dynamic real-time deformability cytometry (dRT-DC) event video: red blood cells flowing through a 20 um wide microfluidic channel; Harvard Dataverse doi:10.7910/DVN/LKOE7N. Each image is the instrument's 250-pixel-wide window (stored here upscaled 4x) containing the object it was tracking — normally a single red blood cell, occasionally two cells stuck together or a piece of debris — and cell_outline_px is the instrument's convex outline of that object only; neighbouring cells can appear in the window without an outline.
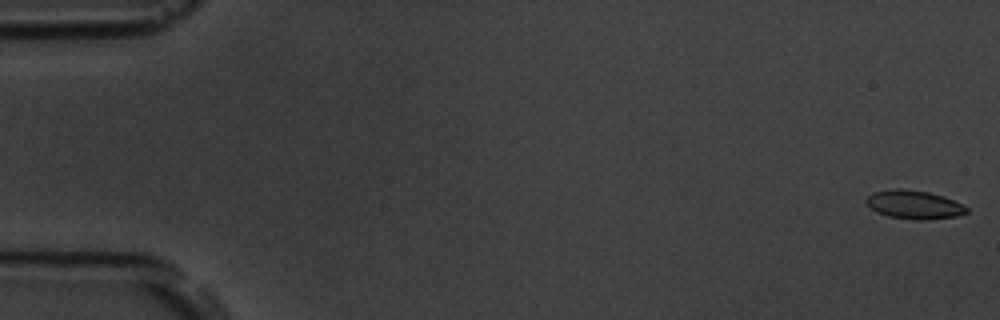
{"species": "common noctule bat (a hibernating species)", "species_latin": "Nyctalus noctula", "temperature_condition": "room temperature", "stored_images_in_passage": 57, "camera_frame_rate_fps": 3000, "um_per_image_px": 0.085, "animal": {"sex": "male", "body_mass_g": 19.5, "forearm_length_mm": 54.6}, "frame": {"image": 1, "passage_image": 1, "time_ms": 0.0, "image_size_px": [1000, 320], "cell_outline_px": [[968, 212], [956, 216], [924, 220], [912, 220], [888, 216], [876, 212], [868, 204], [868, 196], [876, 192], [892, 188], [904, 188], [928, 192], [944, 196], [964, 204], [968, 208]], "centroid_in_image_um": [77.75, 17.39], "position_along_channel_um": 7.3, "area_um2": 16.7}}
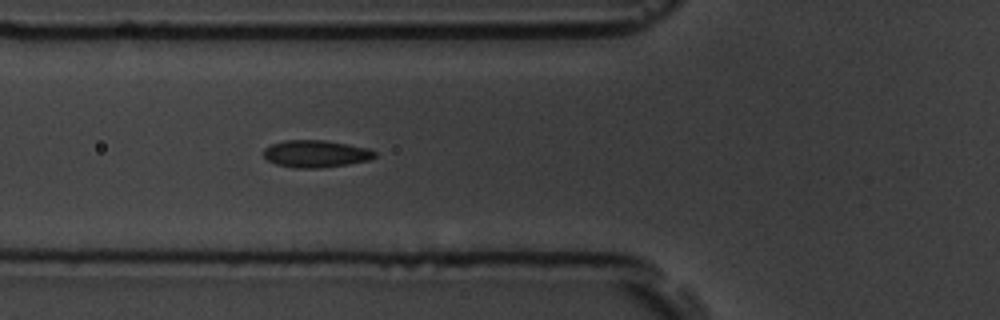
{"frame": {"image": 2, "passage_image": 21, "time_ms": 6.667, "image_size_px": [1000, 320], "cell_outline_px": [[376, 156], [368, 160], [348, 164], [320, 168], [292, 168], [276, 164], [268, 160], [264, 156], [264, 148], [272, 144], [284, 140], [324, 140], [348, 144], [368, 148], [376, 152]], "centroid_in_image_um": [26.84, 13.07], "position_along_channel_um": 99.0, "area_um2": 17.63}}
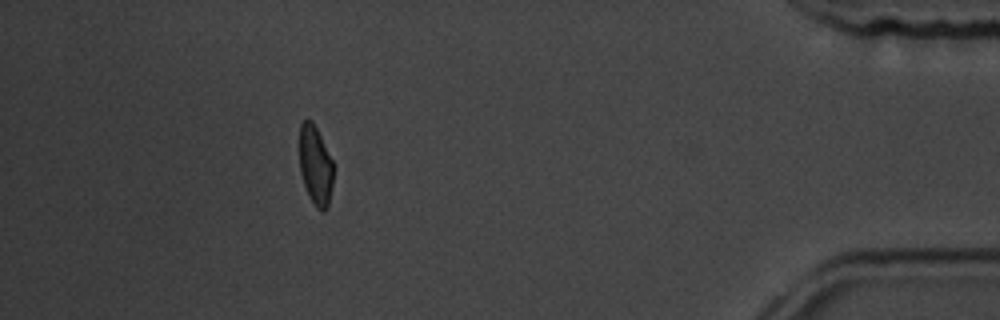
{"frame": {"image": 3, "passage_image": 51, "time_ms": 16.667, "image_size_px": [1000, 320], "cell_outline_px": [[332, 184], [328, 208], [324, 212], [320, 212], [316, 208], [308, 196], [300, 172], [300, 124], [304, 120], [312, 120], [332, 160]], "centroid_in_image_um": [26.8, 14.12], "position_along_channel_um": 408.4, "area_um2": 15.55}, "authors_computed_cell_mechanics": {"area_um2": 17.051, "velocity_mm_per_s": 3.6321, "shape_relaxation_time_tau1_ms": 4.8526, "shape_relaxation_time_tau2_ms": 1.0768, "deformation_change_tau1": 0.1151, "deformation_change_tau2": 0.0624}}